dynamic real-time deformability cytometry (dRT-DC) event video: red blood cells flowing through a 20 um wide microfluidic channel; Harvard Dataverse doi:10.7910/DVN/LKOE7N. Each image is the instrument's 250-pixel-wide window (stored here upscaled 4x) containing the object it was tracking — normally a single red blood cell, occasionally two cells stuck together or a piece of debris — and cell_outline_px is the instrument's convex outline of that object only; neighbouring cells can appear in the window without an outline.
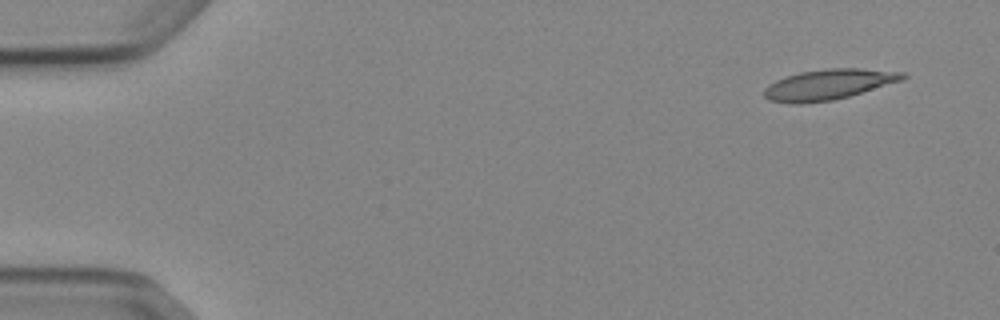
{"species": "Egyptian fruit bat (a non-hibernating species)", "species_latin": "Rousettus aegyptiacus", "temperature_condition": "cold", "stored_images_in_passage": 50, "camera_frame_rate_fps": 3000, "um_per_image_px": 0.085, "animal": {"sex": "female"}, "frame": {"image": 1, "passage_image": 1, "time_ms": 0.0, "image_size_px": [1000, 320], "cell_outline_px": [[908, 76], [900, 80], [848, 96], [832, 100], [804, 104], [788, 104], [768, 100], [764, 96], [764, 88], [768, 84], [784, 76], [800, 72], [828, 68], [860, 68], [908, 72]], "centroid_in_image_um": [70.37, 7.18], "position_along_channel_um": 14.6, "area_um2": 24.68}}
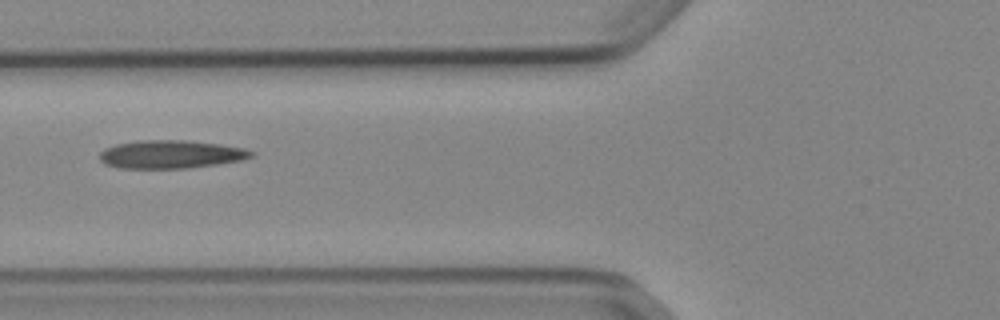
{"frame": {"image": 2, "passage_image": 18, "time_ms": 5.667, "image_size_px": [1000, 320], "cell_outline_px": [[256, 152], [252, 156], [244, 160], [188, 168], [120, 168], [104, 164], [100, 160], [100, 152], [104, 148], [116, 144], [136, 140], [184, 140], [220, 144], [244, 148]], "centroid_in_image_um": [14.51, 13.11], "position_along_channel_um": 111.3, "area_um2": 25.03}}
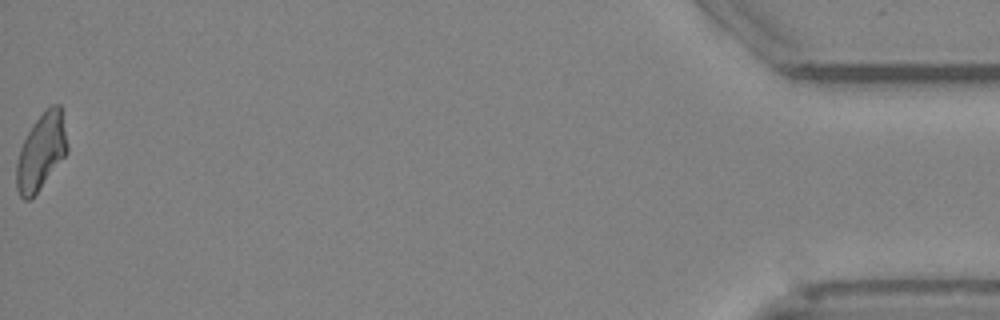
{"frame": {"image": 3, "passage_image": 50, "time_ms": 16.333, "image_size_px": [1000, 320], "cell_outline_px": [[68, 152], [32, 200], [24, 200], [20, 196], [16, 188], [16, 164], [20, 148], [32, 124], [52, 104], [60, 104], [68, 148]], "centroid_in_image_um": [3.48, 12.95], "position_along_channel_um": 431.7, "area_um2": 22.54}, "authors_computed_cell_mechanics": {"area_um2": 23.8136, "velocity_mm_per_s": 3.8819, "shape_relaxation_time_tau1_ms": null, "shape_relaxation_time_tau2_ms": 4.2671, "deformation_change_tau1": null, "deformation_change_tau2": 0.1212}}